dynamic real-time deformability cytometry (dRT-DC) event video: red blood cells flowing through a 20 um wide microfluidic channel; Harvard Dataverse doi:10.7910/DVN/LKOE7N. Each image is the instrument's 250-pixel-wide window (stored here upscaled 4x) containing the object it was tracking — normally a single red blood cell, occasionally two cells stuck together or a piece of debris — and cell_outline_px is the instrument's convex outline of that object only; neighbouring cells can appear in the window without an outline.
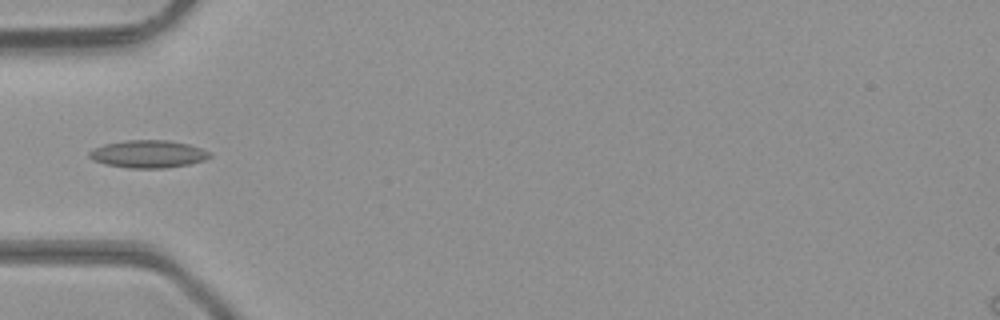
{"species": "common noctule bat (a hibernating species)", "species_latin": "Nyctalus noctula", "temperature_condition": "room temperature", "stored_images_in_passage": 6, "camera_frame_rate_fps": 3000, "um_per_image_px": 0.085, "animal": {"sex": "male", "body_mass_g": 23.1, "forearm_length_mm": 52.7}, "frame": {"image": 1, "passage_image": 4, "time_ms": 1.0, "image_size_px": [1000, 320], "cell_outline_px": [[212, 156], [204, 160], [188, 164], [164, 168], [128, 168], [104, 164], [92, 160], [88, 156], [88, 152], [92, 148], [104, 144], [128, 140], [168, 140], [188, 144], [212, 152]], "centroid_in_image_um": [12.57, 13.09], "position_along_channel_um": 72.4, "area_um2": 19.48}}
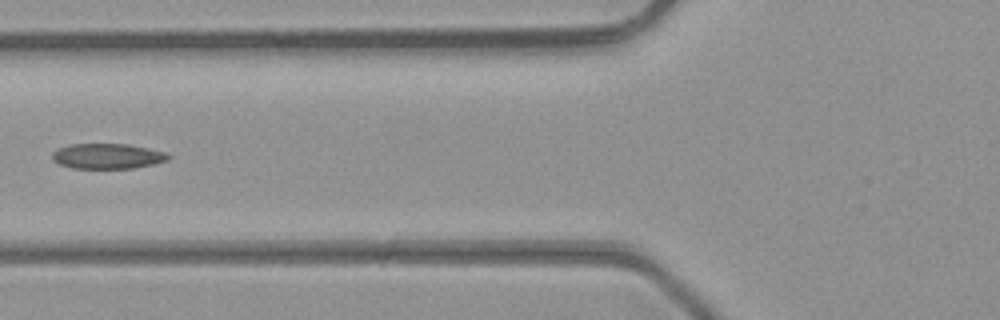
{"frame": {"image": 2, "passage_image": 5, "time_ms": 1.333, "image_size_px": [1000, 320], "cell_outline_px": [[172, 156], [168, 160], [136, 168], [72, 168], [60, 164], [52, 160], [52, 152], [68, 144], [128, 144], [148, 148], [164, 152]], "centroid_in_image_um": [9.13, 13.27], "position_along_channel_um": 116.7, "area_um2": 17.05}}
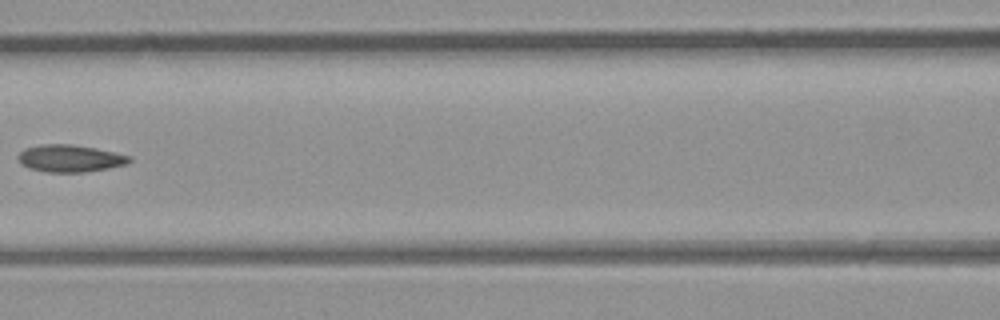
{"frame": {"image": 3, "passage_image": 6, "time_ms": 1.667, "image_size_px": [1000, 320], "cell_outline_px": [[132, 160], [128, 164], [108, 168], [84, 172], [48, 172], [28, 168], [20, 164], [16, 156], [24, 148], [40, 144], [72, 144], [96, 148], [132, 156]], "centroid_in_image_um": [5.93, 13.46], "position_along_channel_um": 160.7, "area_um2": 17.86}}